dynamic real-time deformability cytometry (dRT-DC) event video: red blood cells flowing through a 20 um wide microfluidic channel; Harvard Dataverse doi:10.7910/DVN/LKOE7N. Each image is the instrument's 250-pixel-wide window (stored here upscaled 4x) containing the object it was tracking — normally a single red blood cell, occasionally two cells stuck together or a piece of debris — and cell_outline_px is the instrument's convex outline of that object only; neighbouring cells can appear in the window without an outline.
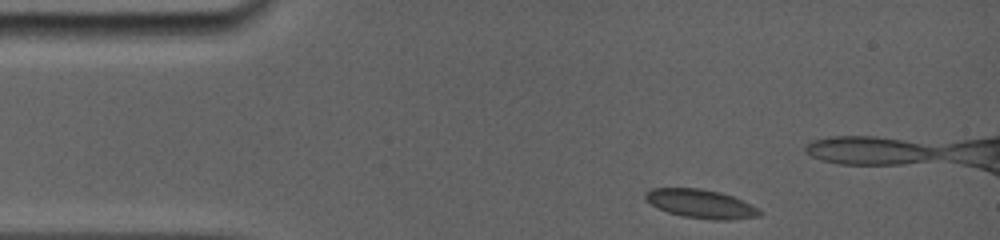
{"species": "common noctule bat (a hibernating species)", "species_latin": "Nyctalus noctula", "temperature_condition": "room temperature", "stored_images_in_passage": 22, "camera_frame_rate_fps": 5000, "um_per_image_px": 0.085, "animal": {"sex": "female", "body_mass_g": 19.0, "forearm_length_mm": 56.7}, "frame": {"image": 1, "passage_image": 1, "time_ms": 0.0, "image_size_px": [1000, 240], "cell_outline_px": [[764, 212], [760, 216], [732, 220], [712, 220], [684, 216], [668, 212], [652, 204], [644, 196], [644, 192], [652, 188], [700, 188], [720, 192], [732, 196]], "centroid_in_image_um": [59.58, 17.32], "position_along_channel_um": 25.4, "area_um2": 18.9}}
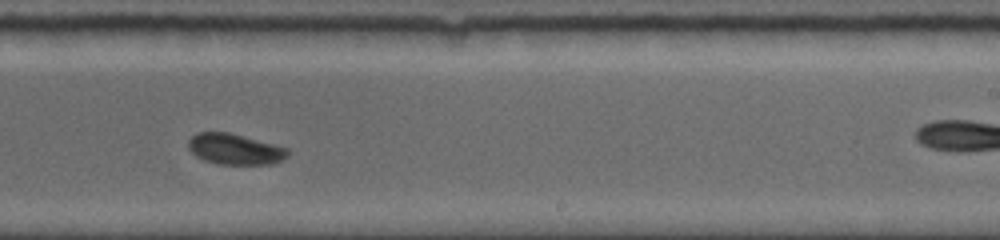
{"frame": {"image": 2, "passage_image": 14, "time_ms": 7.8, "image_size_px": [1000, 240], "cell_outline_px": [[288, 156], [284, 160], [272, 164], [216, 164], [204, 160], [196, 156], [188, 148], [188, 140], [196, 132], [228, 132], [288, 148]], "centroid_in_image_um": [19.95, 12.68], "position_along_channel_um": 269.0, "area_um2": 17.86}}
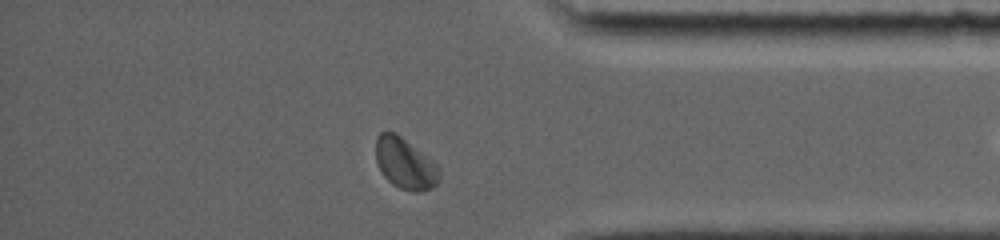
{"frame": {"image": 3, "passage_image": 20, "time_ms": 11.4, "image_size_px": [1000, 240], "cell_outline_px": [[440, 180], [432, 188], [420, 192], [416, 192], [400, 188], [392, 184], [384, 176], [376, 160], [376, 136], [380, 132], [396, 132], [436, 164], [440, 168]], "centroid_in_image_um": [34.44, 13.91], "position_along_channel_um": 400.8, "area_um2": 18.79}}